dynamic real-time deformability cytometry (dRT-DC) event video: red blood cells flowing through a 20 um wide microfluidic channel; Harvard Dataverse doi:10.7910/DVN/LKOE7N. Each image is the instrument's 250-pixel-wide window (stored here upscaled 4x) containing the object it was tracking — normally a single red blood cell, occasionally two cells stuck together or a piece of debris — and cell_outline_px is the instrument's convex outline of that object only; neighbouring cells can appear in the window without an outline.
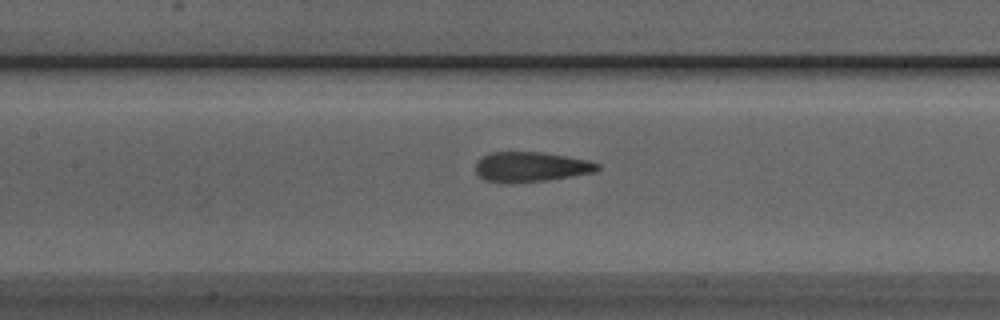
{"species": "Egyptian fruit bat (a non-hibernating species)", "species_latin": "Rousettus aegyptiacus", "temperature_condition": "room temperature", "stored_images_in_passage": 41, "camera_frame_rate_fps": 3000, "um_per_image_px": 0.085, "animal": {"sex": "male"}, "frame": {"image": 1, "passage_image": 18, "time_ms": 5.667, "image_size_px": [1000, 320], "cell_outline_px": [[600, 168], [592, 172], [572, 176], [548, 180], [512, 184], [484, 180], [476, 172], [476, 160], [492, 152], [544, 152], [588, 160], [600, 164]], "centroid_in_image_um": [45.1, 14.19], "position_along_channel_um": 162.3, "area_um2": 21.39}}
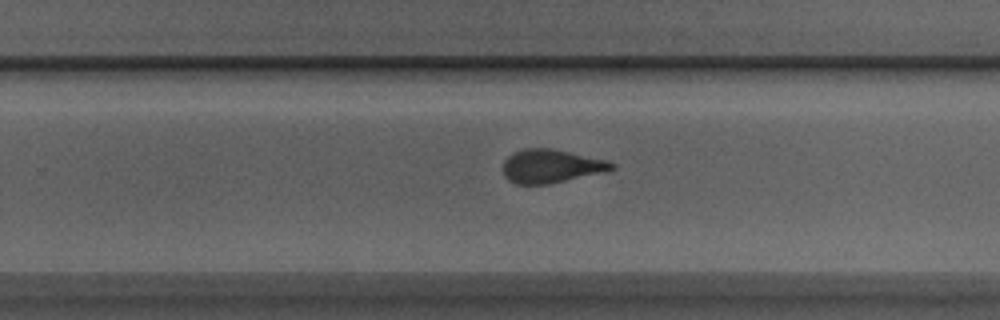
{"frame": {"image": 2, "passage_image": 27, "time_ms": 8.667, "image_size_px": [1000, 320], "cell_outline_px": [[616, 168], [604, 172], [548, 184], [512, 184], [504, 176], [504, 160], [512, 152], [524, 148], [552, 148], [608, 160], [616, 164]], "centroid_in_image_um": [46.84, 14.11], "position_along_channel_um": 283.0, "area_um2": 21.39}}
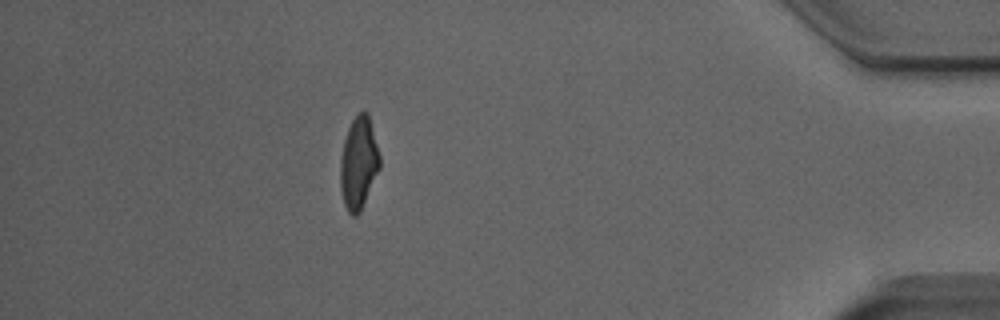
{"frame": {"image": 3, "passage_image": 40, "time_ms": 13.0, "image_size_px": [1000, 320], "cell_outline_px": [[380, 168], [360, 212], [356, 216], [352, 216], [348, 212], [344, 204], [340, 188], [340, 160], [344, 140], [348, 128], [352, 120], [364, 108], [368, 112], [380, 156]], "centroid_in_image_um": [30.48, 13.85], "position_along_channel_um": 404.7, "area_um2": 21.27}}